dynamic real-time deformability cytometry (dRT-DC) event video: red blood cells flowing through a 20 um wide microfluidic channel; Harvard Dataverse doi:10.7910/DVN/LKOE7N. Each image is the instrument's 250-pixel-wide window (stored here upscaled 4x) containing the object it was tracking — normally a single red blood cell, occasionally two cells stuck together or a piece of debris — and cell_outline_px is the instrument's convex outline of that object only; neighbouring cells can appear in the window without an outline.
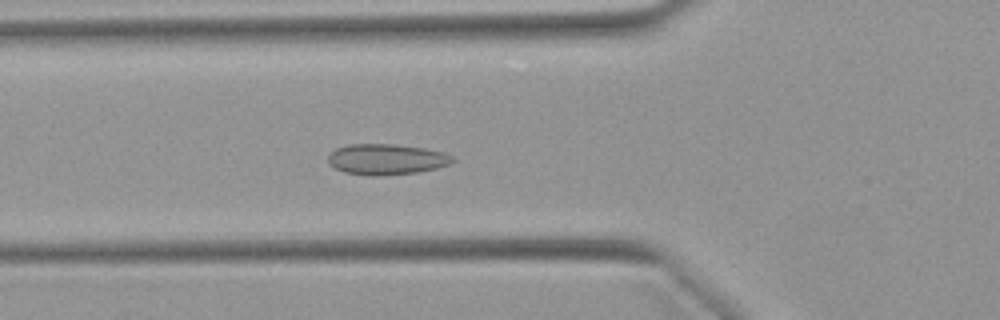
{"species": "Egyptian fruit bat (a non-hibernating species)", "species_latin": "Rousettus aegyptiacus", "temperature_condition": "warm", "stored_images_in_passage": 52, "camera_frame_rate_fps": 3000, "um_per_image_px": 0.085, "animal": {"sex": "female"}, "frame": {"image": 1, "passage_image": 19, "time_ms": 6.0, "image_size_px": [1000, 320], "cell_outline_px": [[456, 160], [448, 164], [436, 168], [416, 172], [376, 176], [372, 176], [344, 172], [328, 164], [328, 156], [336, 148], [348, 144], [396, 144], [424, 148], [444, 152], [452, 156]], "centroid_in_image_um": [32.83, 13.53], "position_along_channel_um": 93.0, "area_um2": 22.25}}
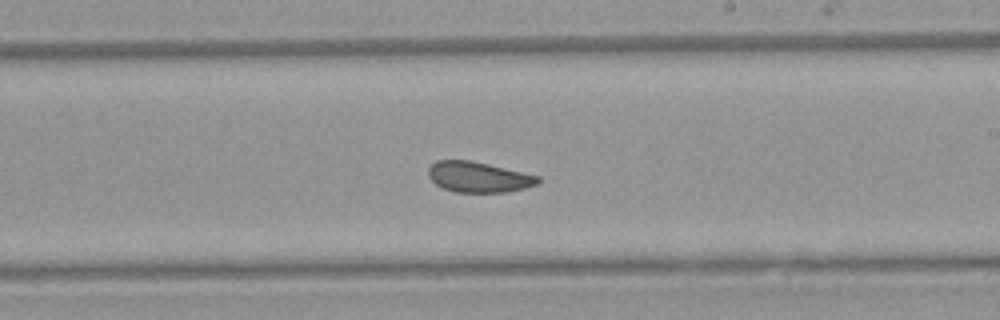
{"frame": {"image": 2, "passage_image": 31, "time_ms": 10.0, "image_size_px": [1000, 320], "cell_outline_px": [[540, 180], [536, 184], [524, 188], [508, 192], [456, 192], [444, 188], [436, 184], [428, 176], [428, 168], [436, 160], [468, 160], [488, 164], [540, 176]], "centroid_in_image_um": [40.66, 15.04], "position_along_channel_um": 248.3, "area_um2": 19.36}}
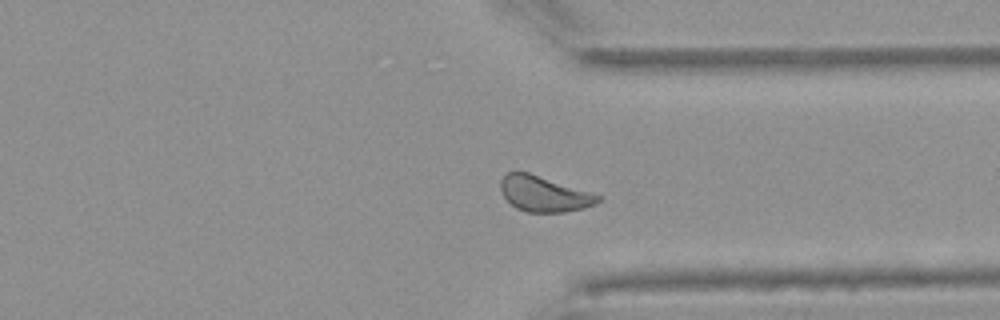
{"frame": {"image": 3, "passage_image": 40, "time_ms": 13.0, "image_size_px": [1000, 320], "cell_outline_px": [[600, 200], [596, 204], [584, 208], [564, 212], [528, 212], [516, 208], [504, 196], [500, 188], [500, 180], [508, 172], [528, 172], [600, 196]], "centroid_in_image_um": [46.21, 16.49], "position_along_channel_um": 365.2, "area_um2": 19.71}, "authors_computed_cell_mechanics": {"area_um2": 21.2704, "velocity_mm_per_s": 3.8924, "shape_relaxation_time_tau1_ms": null, "shape_relaxation_time_tau2_ms": 1.3901, "deformation_change_tau1": null, "deformation_change_tau2": 0.0649}}